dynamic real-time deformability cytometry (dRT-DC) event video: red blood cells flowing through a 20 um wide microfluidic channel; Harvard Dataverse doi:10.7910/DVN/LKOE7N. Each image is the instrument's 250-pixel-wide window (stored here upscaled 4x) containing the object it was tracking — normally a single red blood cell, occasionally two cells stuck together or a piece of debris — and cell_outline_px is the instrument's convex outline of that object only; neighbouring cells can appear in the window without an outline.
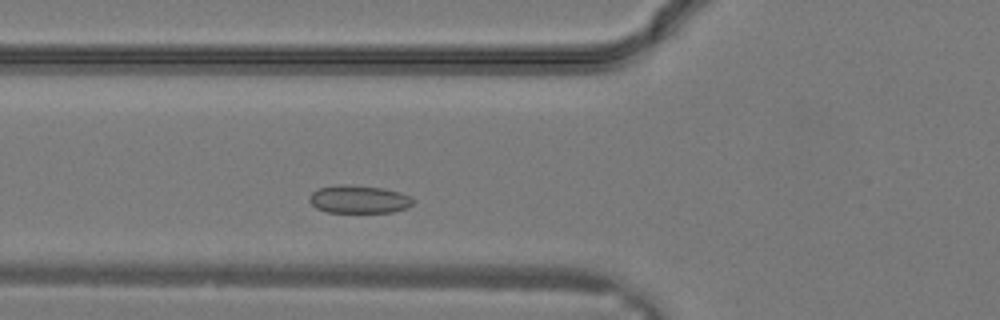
{"species": "common noctule bat (a hibernating species)", "species_latin": "Nyctalus noctula", "temperature_condition": "warm", "stored_images_in_passage": 25, "camera_frame_rate_fps": 3000, "um_per_image_px": 0.085, "animal": {"sex": "male", "body_mass_g": 19.2, "forearm_length_mm": 51.8}, "frame": {"image": 1, "passage_image": 5, "time_ms": 1.333, "image_size_px": [1000, 320], "cell_outline_px": [[416, 200], [408, 208], [392, 212], [328, 212], [316, 208], [308, 200], [308, 196], [312, 192], [320, 188], [384, 188], [400, 192], [412, 196]], "centroid_in_image_um": [30.59, 17.0], "position_along_channel_um": 95.2, "area_um2": 16.07}}
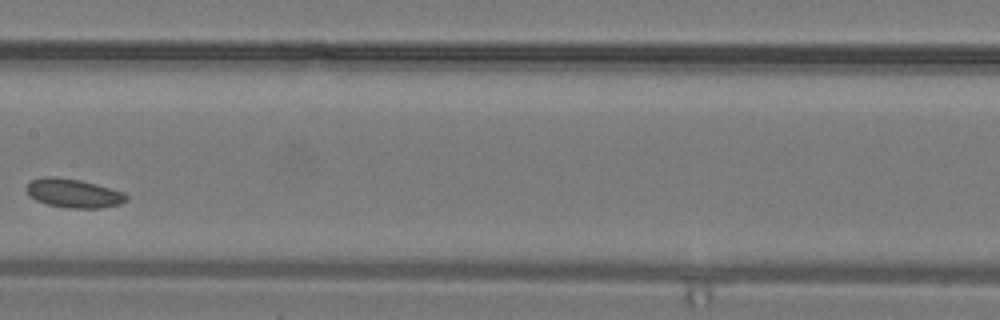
{"frame": {"image": 2, "passage_image": 10, "time_ms": 3.0, "image_size_px": [1000, 320], "cell_outline_px": [[128, 200], [120, 204], [100, 208], [68, 208], [48, 204], [36, 200], [28, 192], [28, 184], [32, 180], [48, 176], [56, 176], [80, 180], [96, 184], [124, 192], [128, 196]], "centroid_in_image_um": [6.31, 16.43], "position_along_channel_um": 201.1, "area_um2": 16.59}}
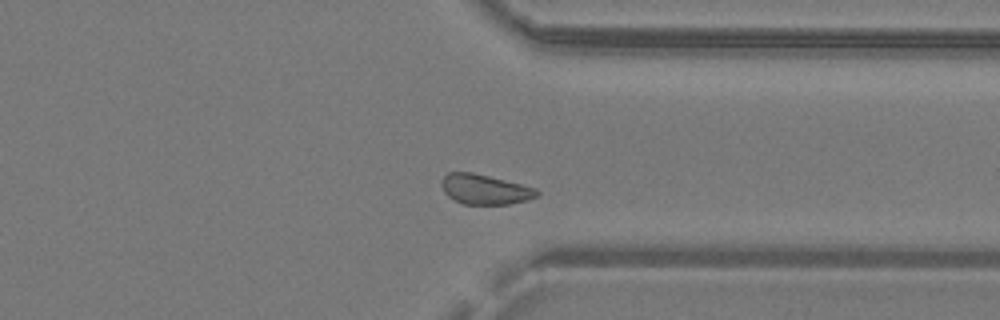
{"frame": {"image": 3, "passage_image": 18, "time_ms": 5.667, "image_size_px": [1000, 320], "cell_outline_px": [[540, 196], [528, 200], [508, 204], [464, 204], [448, 196], [444, 192], [440, 184], [440, 180], [448, 172], [472, 172], [536, 188], [540, 192]], "centroid_in_image_um": [41.21, 16.09], "position_along_channel_um": 370.2, "area_um2": 16.65}}